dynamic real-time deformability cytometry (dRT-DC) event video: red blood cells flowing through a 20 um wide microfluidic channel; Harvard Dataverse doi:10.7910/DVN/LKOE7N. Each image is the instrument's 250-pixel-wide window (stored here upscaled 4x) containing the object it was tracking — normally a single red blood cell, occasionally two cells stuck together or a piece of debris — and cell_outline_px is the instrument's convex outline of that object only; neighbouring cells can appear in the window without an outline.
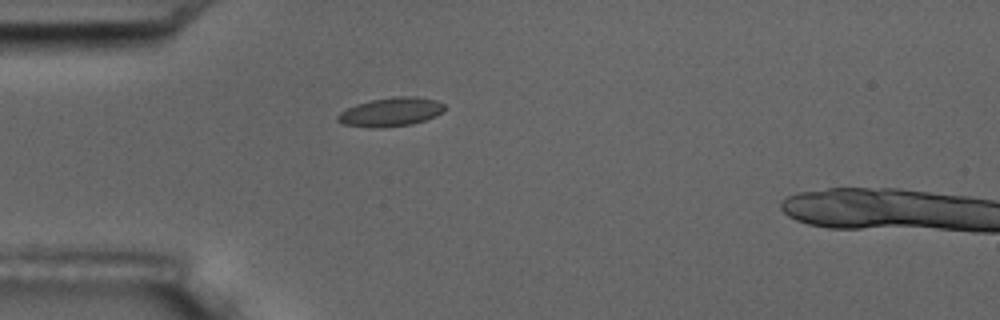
{"species": "common noctule bat (a hibernating species)", "species_latin": "Nyctalus noctula", "temperature_condition": "room temperature", "stored_images_in_passage": 2, "camera_frame_rate_fps": 3000, "um_per_image_px": 0.085, "animal": {"sex": "male", "body_mass_g": 17.5, "forearm_length_mm": 52.3}, "frame": {"image": 1, "passage_image": 1, "time_ms": 0.0, "image_size_px": [1000, 320], "cell_outline_px": [[444, 112], [436, 116], [412, 124], [380, 128], [368, 128], [344, 124], [336, 120], [336, 116], [340, 112], [356, 104], [372, 100], [392, 96], [416, 96], [436, 100], [444, 104]], "centroid_in_image_um": [33.22, 9.52], "position_along_channel_um": 51.8, "area_um2": 18.09}}